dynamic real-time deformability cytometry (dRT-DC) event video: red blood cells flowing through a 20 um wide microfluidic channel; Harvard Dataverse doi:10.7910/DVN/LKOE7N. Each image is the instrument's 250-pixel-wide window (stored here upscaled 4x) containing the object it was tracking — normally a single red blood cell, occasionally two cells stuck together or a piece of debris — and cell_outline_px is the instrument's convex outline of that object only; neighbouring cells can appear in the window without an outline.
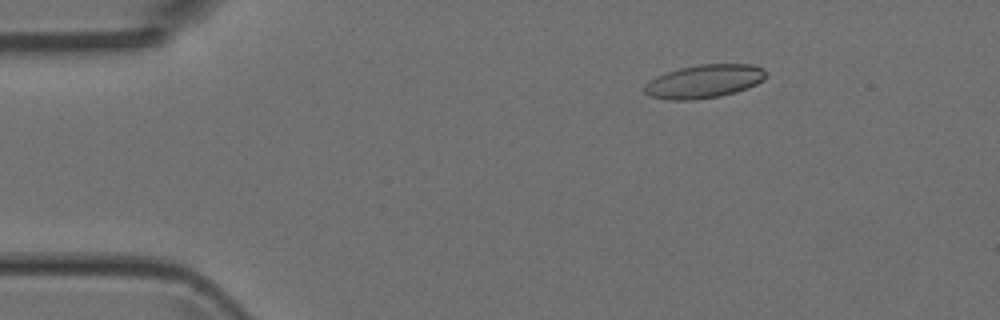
{"species": "Egyptian fruit bat (a non-hibernating species)", "species_latin": "Rousettus aegyptiacus", "temperature_condition": "room temperature", "stored_images_in_passage": 5, "camera_frame_rate_fps": 3000, "um_per_image_px": 0.085, "animal": {"sex": "female"}, "frame": {"image": 1, "passage_image": 3, "time_ms": 2.333, "image_size_px": [1000, 320], "cell_outline_px": [[764, 80], [748, 88], [736, 92], [720, 96], [696, 100], [668, 100], [648, 96], [644, 92], [644, 84], [656, 76], [680, 68], [700, 64], [752, 64], [764, 68]], "centroid_in_image_um": [59.83, 6.92], "position_along_channel_um": 25.2, "area_um2": 23.76}}
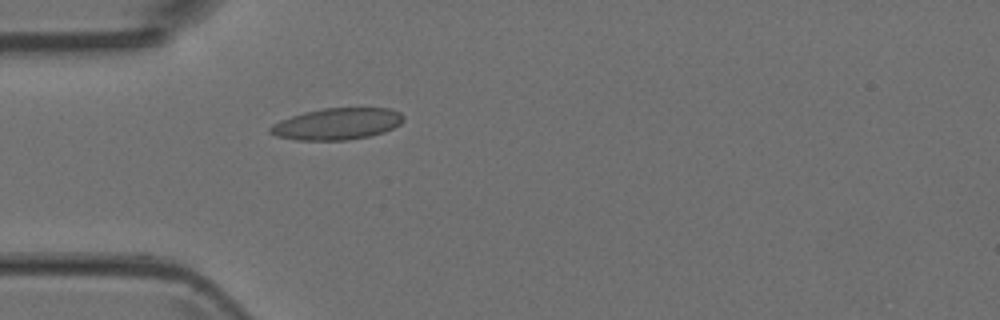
{"frame": {"image": 2, "passage_image": 5, "time_ms": 4.667, "image_size_px": [1000, 320], "cell_outline_px": [[404, 120], [400, 124], [384, 132], [368, 136], [348, 140], [296, 140], [276, 136], [268, 132], [268, 128], [272, 124], [280, 120], [304, 112], [324, 108], [392, 108], [400, 112], [404, 116]], "centroid_in_image_um": [28.64, 10.53], "position_along_channel_um": 56.4, "area_um2": 24.62}}